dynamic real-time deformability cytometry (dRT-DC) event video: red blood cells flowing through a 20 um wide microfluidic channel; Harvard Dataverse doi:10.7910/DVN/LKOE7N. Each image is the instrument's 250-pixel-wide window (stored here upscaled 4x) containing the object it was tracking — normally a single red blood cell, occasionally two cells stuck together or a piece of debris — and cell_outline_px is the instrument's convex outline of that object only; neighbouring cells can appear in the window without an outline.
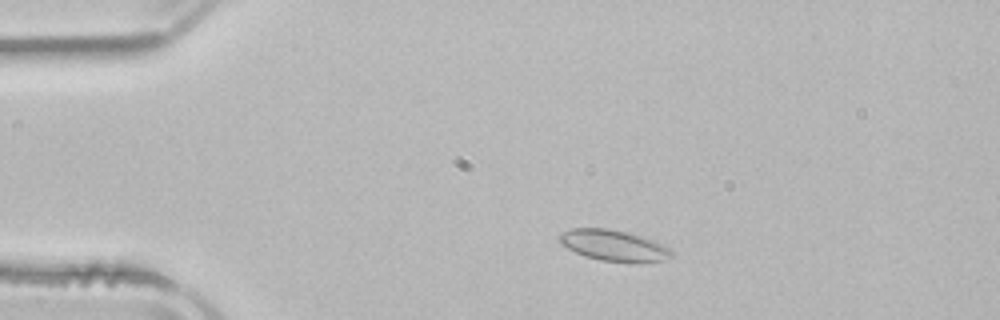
{"species": "common noctule bat (a hibernating species)", "species_latin": "Nyctalus noctula", "temperature_condition": "room temperature", "stored_images_in_passage": 44, "camera_frame_rate_fps": 3000, "um_per_image_px": 0.085, "animal": {"sex": "male", "body_mass_g": 21.5, "forearm_length_mm": 52.0}, "frame": {"image": 1, "passage_image": 2, "time_ms": 0.333, "image_size_px": [1000, 320], "cell_outline_px": [[672, 256], [664, 260], [640, 264], [600, 260], [584, 256], [560, 244], [560, 236], [564, 232], [572, 228], [608, 228], [628, 232], [664, 244], [672, 252]], "centroid_in_image_um": [52.21, 20.89], "position_along_channel_um": 32.8, "area_um2": 20.4}}
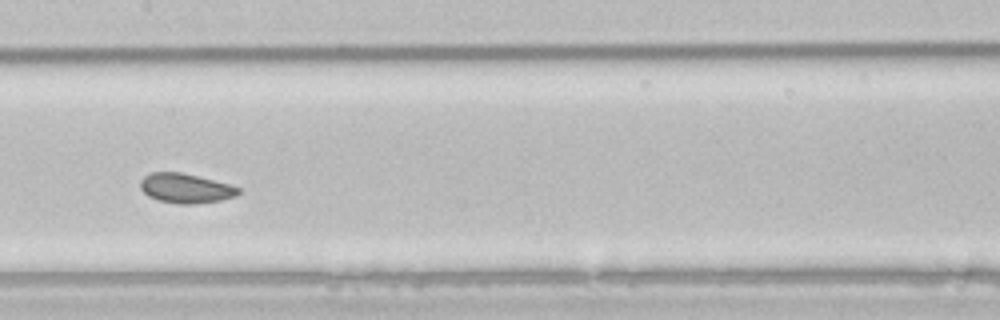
{"frame": {"image": 2, "passage_image": 18, "time_ms": 5.667, "image_size_px": [1000, 320], "cell_outline_px": [[240, 192], [236, 196], [220, 200], [192, 204], [180, 204], [160, 200], [148, 196], [140, 188], [140, 180], [144, 176], [152, 172], [180, 172], [228, 184], [240, 188]], "centroid_in_image_um": [15.75, 16.0], "position_along_channel_um": 191.6, "area_um2": 16.65}}
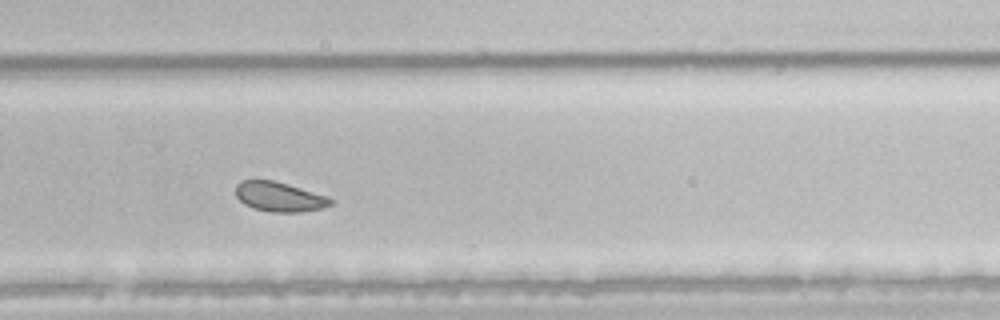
{"frame": {"image": 3, "passage_image": 27, "time_ms": 8.667, "image_size_px": [1000, 320], "cell_outline_px": [[332, 204], [320, 208], [300, 212], [272, 212], [252, 208], [244, 204], [236, 196], [236, 184], [240, 180], [272, 180], [288, 184], [328, 196], [332, 200]], "centroid_in_image_um": [23.72, 16.72], "position_along_channel_um": 306.1, "area_um2": 16.36}, "authors_computed_cell_mechanics": {"area_um2": 17.8602, "velocity_mm_per_s": 3.8393, "shape_relaxation_time_tau1_ms": 2.2695, "shape_relaxation_time_tau2_ms": 1.4298, "deformation_change_tau1": 0.0429, "deformation_change_tau2": 0.0369}}